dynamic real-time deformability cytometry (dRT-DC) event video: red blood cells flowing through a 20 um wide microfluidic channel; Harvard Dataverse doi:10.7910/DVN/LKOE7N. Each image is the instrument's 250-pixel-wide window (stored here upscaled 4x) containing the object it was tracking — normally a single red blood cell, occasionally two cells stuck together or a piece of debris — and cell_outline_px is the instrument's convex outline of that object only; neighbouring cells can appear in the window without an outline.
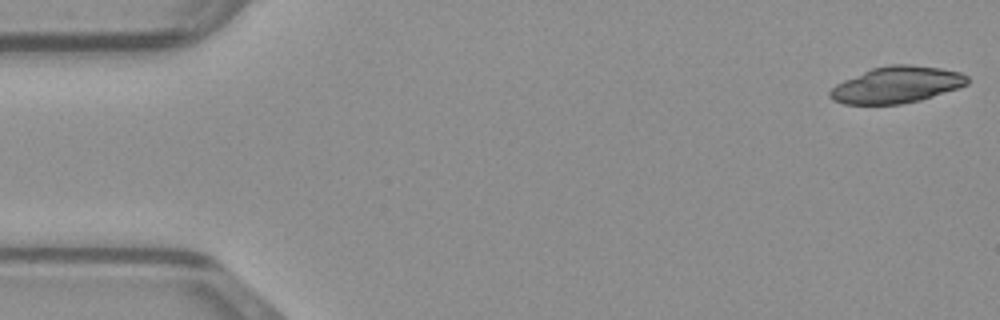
{"species": "common noctule bat (a hibernating species)", "species_latin": "Nyctalus noctula", "temperature_condition": "warm", "stored_images_in_passage": 13, "camera_frame_rate_fps": 3000, "um_per_image_px": 0.085, "animal": {"sex": "male", "body_mass_g": 23.1, "forearm_length_mm": 52.7}, "frame": {"image": 1, "passage_image": 1, "time_ms": 0.0, "image_size_px": [1000, 320], "cell_outline_px": [[968, 84], [920, 100], [900, 104], [844, 104], [832, 100], [828, 96], [828, 92], [836, 84], [844, 80], [872, 68], [888, 64], [908, 64], [940, 68], [960, 72], [968, 76]], "centroid_in_image_um": [76.18, 7.2], "position_along_channel_um": 8.8, "area_um2": 29.07}}